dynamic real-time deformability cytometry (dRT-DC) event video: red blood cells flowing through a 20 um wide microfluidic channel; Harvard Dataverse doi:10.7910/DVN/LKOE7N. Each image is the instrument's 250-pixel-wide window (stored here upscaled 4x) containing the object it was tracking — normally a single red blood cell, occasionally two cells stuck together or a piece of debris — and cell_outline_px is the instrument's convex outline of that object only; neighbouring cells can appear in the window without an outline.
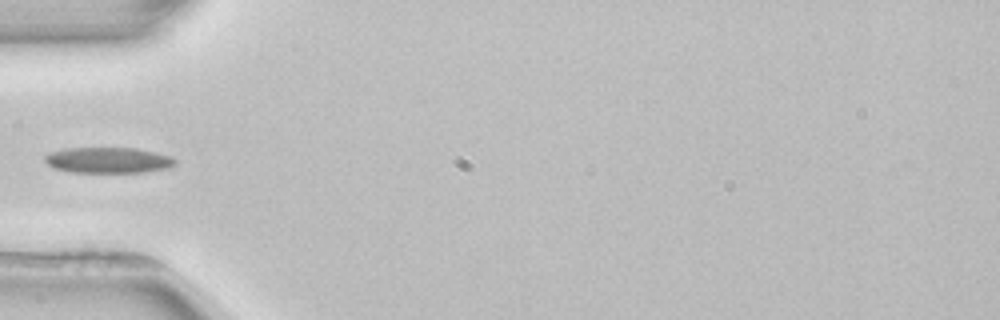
{"species": "common noctule bat (a hibernating species)", "species_latin": "Nyctalus noctula", "temperature_condition": "room temperature", "stored_images_in_passage": 3, "camera_frame_rate_fps": 3000, "um_per_image_px": 0.085, "animal": {"sex": "female", "body_mass_g": 22.7, "forearm_length_mm": 54.2}, "frame": {"image": 1, "passage_image": 3, "time_ms": 4.0, "image_size_px": [1000, 320], "cell_outline_px": [[176, 164], [168, 168], [144, 172], [72, 172], [52, 168], [44, 160], [44, 156], [48, 152], [68, 148], [136, 148], [172, 156], [176, 160]], "centroid_in_image_um": [9.18, 13.61], "position_along_channel_um": 75.8, "area_um2": 19.65}}